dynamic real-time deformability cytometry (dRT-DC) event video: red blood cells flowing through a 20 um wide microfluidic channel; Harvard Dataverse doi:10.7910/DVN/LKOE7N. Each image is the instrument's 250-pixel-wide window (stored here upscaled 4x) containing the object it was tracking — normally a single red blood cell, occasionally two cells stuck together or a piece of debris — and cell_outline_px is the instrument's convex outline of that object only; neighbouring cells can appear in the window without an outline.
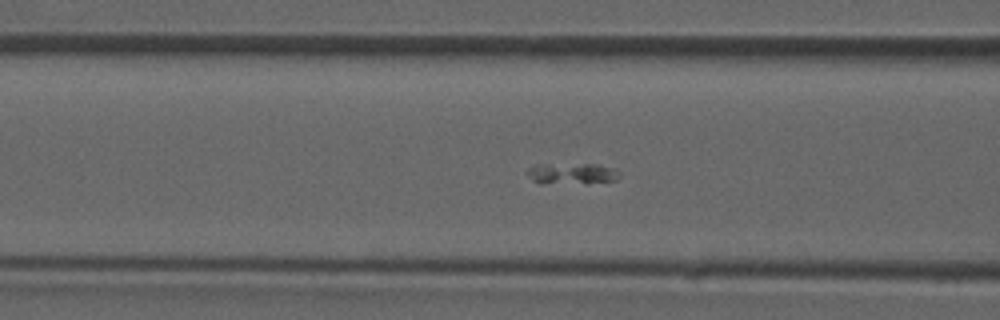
{"species": "common noctule bat (a hibernating species)", "species_latin": "Nyctalus noctula", "temperature_condition": "room temperature", "stored_images_in_passage": 39, "camera_frame_rate_fps": 3000, "um_per_image_px": 0.085, "animal": {"sex": "male", "forearm_length_mm": 52.5}, "frame": {"image": 1, "passage_image": 10, "time_ms": 3.0, "image_size_px": [1000, 320], "cell_outline_px": [[620, 172], [616, 180], [588, 184], [540, 184], [532, 180], [524, 172], [528, 168], [536, 164], [596, 164], [616, 168]], "centroid_in_image_um": [48.58, 14.77], "position_along_channel_um": 118.0, "area_um2": 11.91}}
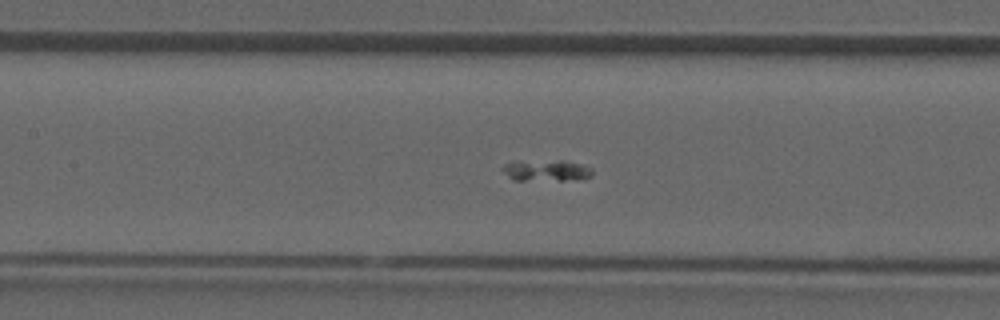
{"frame": {"image": 2, "passage_image": 13, "time_ms": 4.0, "image_size_px": [1000, 320], "cell_outline_px": [[592, 176], [564, 180], [512, 180], [500, 168], [504, 164], [512, 160], [564, 160], [592, 168]], "centroid_in_image_um": [46.33, 14.46], "position_along_channel_um": 161.1, "area_um2": 11.27}}